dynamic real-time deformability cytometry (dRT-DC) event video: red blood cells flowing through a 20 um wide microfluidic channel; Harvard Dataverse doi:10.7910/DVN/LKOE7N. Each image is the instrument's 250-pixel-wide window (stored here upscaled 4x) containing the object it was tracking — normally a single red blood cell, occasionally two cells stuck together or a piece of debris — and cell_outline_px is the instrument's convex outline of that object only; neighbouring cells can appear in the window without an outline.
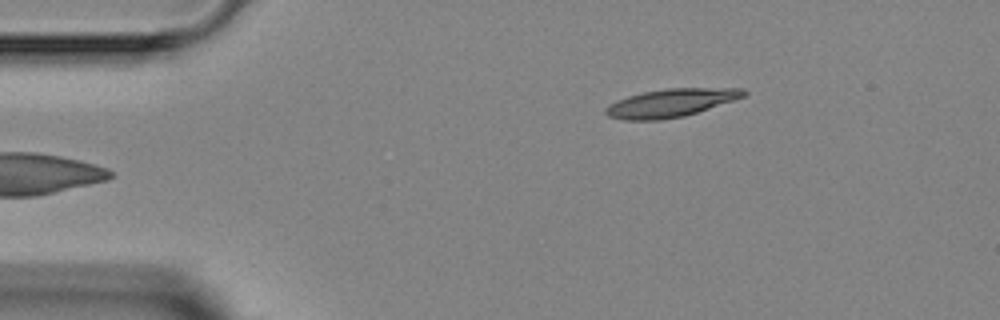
{"species": "Egyptian fruit bat (a non-hibernating species)", "species_latin": "Rousettus aegyptiacus", "temperature_condition": "room temperature", "stored_images_in_passage": 5, "camera_frame_rate_fps": 3000, "um_per_image_px": 0.085, "animal": {"sex": "female"}, "frame": {"image": 1, "passage_image": 5, "time_ms": 4.667, "image_size_px": [1000, 320], "cell_outline_px": [[748, 92], [744, 96], [684, 116], [660, 120], [624, 120], [608, 116], [604, 112], [604, 108], [608, 104], [616, 100], [628, 96], [644, 92], [668, 88], [744, 88]], "centroid_in_image_um": [56.96, 8.74], "position_along_channel_um": 28.0, "area_um2": 22.43}}